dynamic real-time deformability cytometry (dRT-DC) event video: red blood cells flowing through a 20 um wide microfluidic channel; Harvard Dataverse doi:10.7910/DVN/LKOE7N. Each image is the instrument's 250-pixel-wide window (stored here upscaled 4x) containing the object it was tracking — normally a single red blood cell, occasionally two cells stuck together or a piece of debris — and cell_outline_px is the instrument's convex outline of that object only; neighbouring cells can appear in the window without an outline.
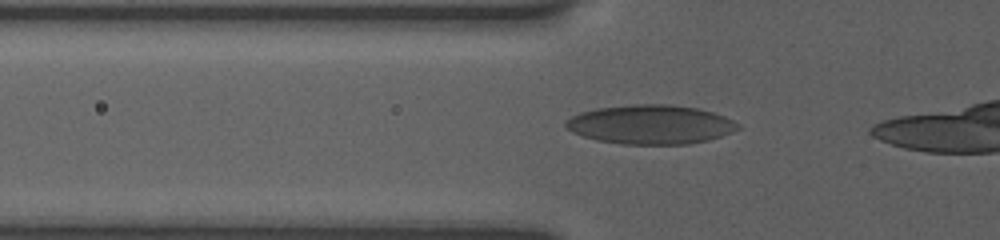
{"species": "human", "species_latin": "Homo sapiens", "temperature_condition": "room temperature", "stored_images_in_passage": 52, "camera_frame_rate_fps": 3000, "um_per_image_px": 0.085, "donor": {"sex": "female"}, "frame": {"image": 1, "passage_image": 10, "time_ms": 2.333, "image_size_px": [1000, 240], "cell_outline_px": [[740, 128], [732, 132], [708, 140], [688, 144], [620, 144], [596, 140], [572, 132], [564, 128], [564, 120], [580, 112], [596, 108], [636, 104], [668, 104], [696, 108], [712, 112], [724, 116], [740, 124]], "centroid_in_image_um": [55.26, 10.58], "position_along_channel_um": 70.5, "area_um2": 39.36}}
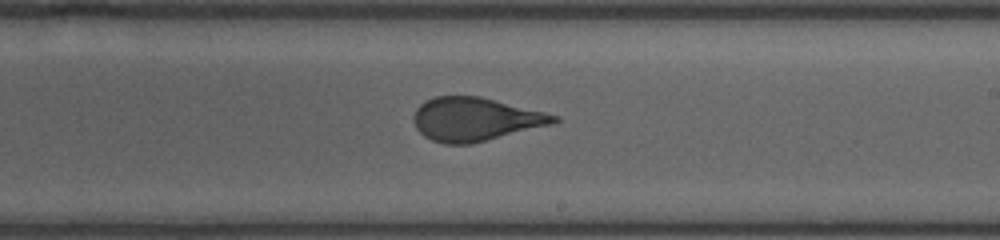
{"frame": {"image": 2, "passage_image": 34, "time_ms": 7.0, "image_size_px": [1000, 240], "cell_outline_px": [[560, 120], [556, 124], [472, 144], [444, 144], [432, 140], [424, 136], [416, 128], [412, 116], [416, 108], [420, 104], [436, 96], [480, 96], [560, 116]], "centroid_in_image_um": [40.43, 10.15], "position_along_channel_um": 248.6, "area_um2": 35.78}}
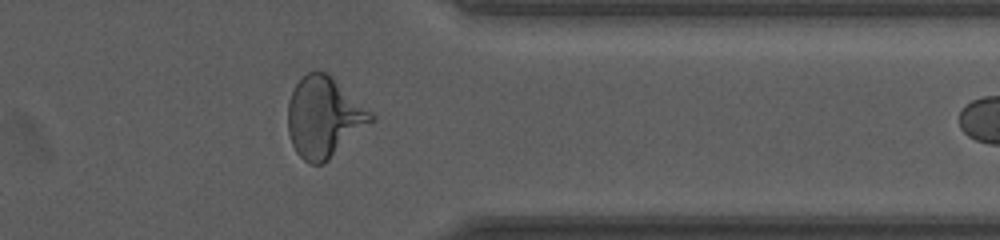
{"frame": {"image": 3, "passage_image": 51, "time_ms": 10.667, "image_size_px": [1000, 240], "cell_outline_px": [[376, 120], [324, 164], [308, 164], [296, 152], [292, 144], [288, 132], [288, 100], [296, 84], [308, 72], [324, 72], [372, 112], [376, 116]], "centroid_in_image_um": [27.54, 10.02], "position_along_channel_um": 383.9, "area_um2": 38.67}}